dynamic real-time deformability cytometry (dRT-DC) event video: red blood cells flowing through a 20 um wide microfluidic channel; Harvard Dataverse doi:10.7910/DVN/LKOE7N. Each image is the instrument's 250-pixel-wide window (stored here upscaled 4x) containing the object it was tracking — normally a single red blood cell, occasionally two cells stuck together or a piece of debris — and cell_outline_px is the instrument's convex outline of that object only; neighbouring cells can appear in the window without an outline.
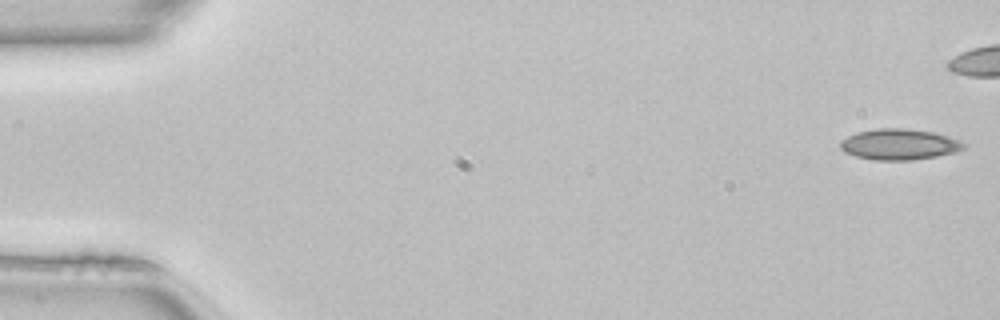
{"species": "common noctule bat (a hibernating species)", "species_latin": "Nyctalus noctula", "temperature_condition": "room temperature", "stored_images_in_passage": 40, "camera_frame_rate_fps": 3000, "um_per_image_px": 0.085, "animal": {"sex": "female", "body_mass_g": 22.7, "forearm_length_mm": 54.2}, "frame": {"image": 1, "passage_image": 1, "time_ms": 0.0, "image_size_px": [1000, 320], "cell_outline_px": [[968, 144], [964, 148], [956, 152], [936, 156], [912, 160], [872, 160], [856, 156], [844, 152], [840, 148], [840, 140], [856, 132], [876, 128], [904, 128], [932, 132], [948, 136], [960, 140]], "centroid_in_image_um": [76.43, 12.27], "position_along_channel_um": 8.6, "area_um2": 22.37}}